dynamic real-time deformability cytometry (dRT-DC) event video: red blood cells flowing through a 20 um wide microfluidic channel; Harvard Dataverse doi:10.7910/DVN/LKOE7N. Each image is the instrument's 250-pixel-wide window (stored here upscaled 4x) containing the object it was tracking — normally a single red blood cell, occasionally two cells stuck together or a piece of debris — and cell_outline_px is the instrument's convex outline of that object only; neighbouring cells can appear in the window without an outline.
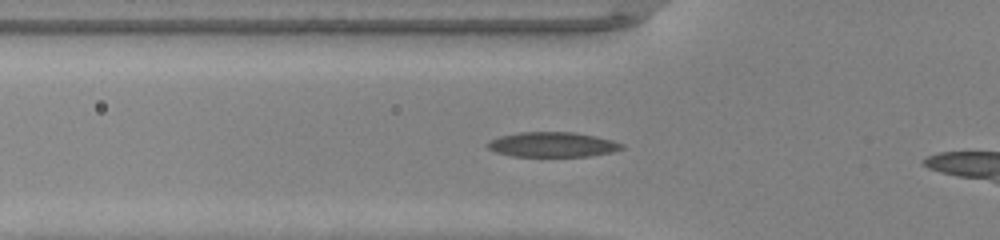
{"species": "common noctule bat (a hibernating species)", "species_latin": "Nyctalus noctula", "temperature_condition": "warm", "stored_images_in_passage": 32, "camera_frame_rate_fps": 3000, "um_per_image_px": 0.085, "animal": {"sex": "male", "body_mass_g": 20.0, "forearm_length_mm": 53.3}, "frame": {"image": 1, "passage_image": 8, "time_ms": 2.333, "image_size_px": [1000, 240], "cell_outline_px": [[624, 148], [612, 152], [588, 156], [512, 156], [496, 152], [488, 148], [484, 144], [488, 140], [500, 136], [520, 132], [572, 132], [596, 136], [612, 140], [624, 144]], "centroid_in_image_um": [46.94, 12.28], "position_along_channel_um": 78.9, "area_um2": 19.54}}
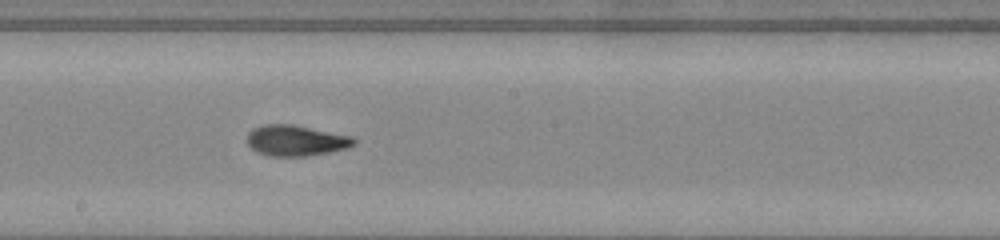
{"frame": {"image": 2, "passage_image": 18, "time_ms": 5.667, "image_size_px": [1000, 240], "cell_outline_px": [[356, 144], [348, 148], [328, 152], [304, 156], [268, 156], [256, 152], [248, 144], [248, 132], [252, 128], [264, 124], [292, 124], [352, 136], [356, 140]], "centroid_in_image_um": [25.14, 11.94], "position_along_channel_um": 223.1, "area_um2": 19.19}}
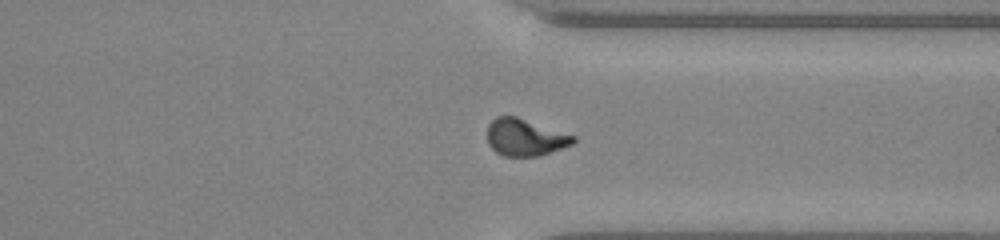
{"frame": {"image": 3, "passage_image": 28, "time_ms": 9.0, "image_size_px": [1000, 240], "cell_outline_px": [[576, 140], [572, 144], [540, 156], [504, 156], [496, 152], [488, 144], [488, 124], [496, 116], [516, 116], [576, 136]], "centroid_in_image_um": [44.62, 11.67], "position_along_channel_um": 366.8, "area_um2": 18.5}}